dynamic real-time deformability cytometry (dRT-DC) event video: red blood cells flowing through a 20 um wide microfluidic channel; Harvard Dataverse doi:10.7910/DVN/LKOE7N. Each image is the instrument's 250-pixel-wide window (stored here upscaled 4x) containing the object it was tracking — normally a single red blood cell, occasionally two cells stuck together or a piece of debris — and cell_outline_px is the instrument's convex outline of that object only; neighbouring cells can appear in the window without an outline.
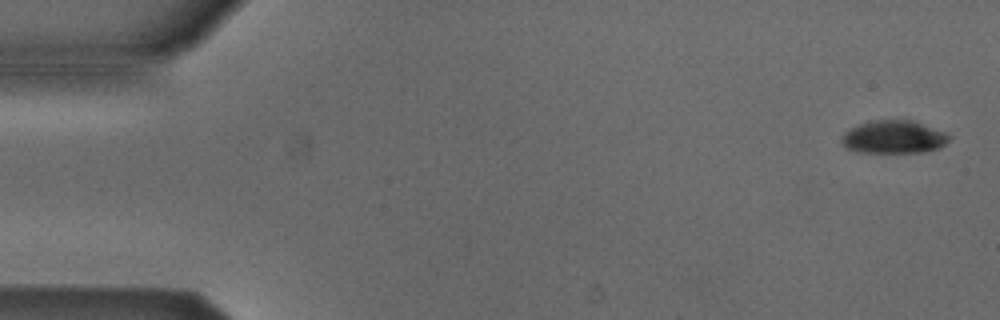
{"species": "Egyptian fruit bat (a non-hibernating species)", "species_latin": "Rousettus aegyptiacus", "temperature_condition": "cold", "stored_images_in_passage": 53, "camera_frame_rate_fps": 3000, "um_per_image_px": 0.085, "animal": {"sex": "male"}, "frame": {"image": 1, "passage_image": 2, "time_ms": 0.333, "image_size_px": [1000, 320], "cell_outline_px": [[952, 136], [940, 148], [920, 152], [864, 152], [848, 148], [840, 140], [844, 132], [860, 124], [876, 120], [912, 120], [944, 132]], "centroid_in_image_um": [75.99, 11.64], "position_along_channel_um": 9.0, "area_um2": 20.23}}
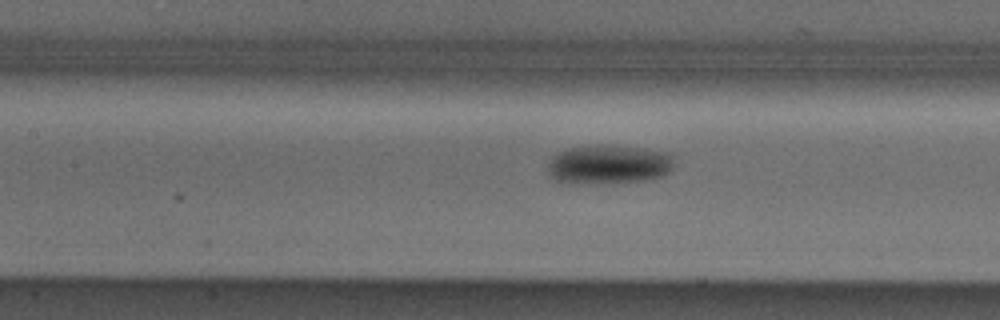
{"frame": {"image": 2, "passage_image": 24, "time_ms": 7.667, "image_size_px": [1000, 320], "cell_outline_px": [[672, 164], [668, 172], [660, 176], [644, 180], [612, 184], [588, 184], [556, 180], [552, 176], [548, 164], [552, 156], [568, 148], [592, 144], [608, 144], [644, 148], [672, 152]], "centroid_in_image_um": [51.76, 13.96], "position_along_channel_um": 155.6, "area_um2": 29.13}}
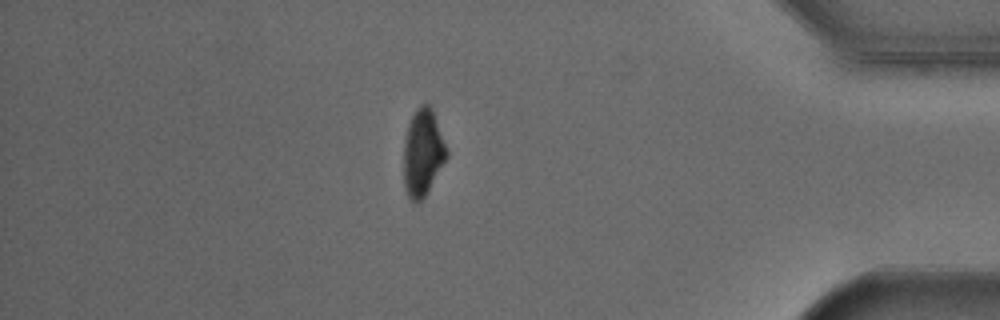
{"frame": {"image": 3, "passage_image": 46, "time_ms": 15.0, "image_size_px": [1000, 320], "cell_outline_px": [[448, 156], [424, 196], [416, 204], [408, 196], [404, 184], [404, 140], [408, 124], [416, 108], [420, 104], [428, 104], [432, 108], [448, 152]], "centroid_in_image_um": [35.93, 12.95], "position_along_channel_um": 399.3, "area_um2": 21.44}, "authors_computed_cell_mechanics": {"area_um2": 23.5824, "velocity_mm_per_s": 3.8639, "shape_relaxation_time_tau1_ms": 1.7812, "shape_relaxation_time_tau2_ms": null, "deformation_change_tau1": 0.0979, "deformation_change_tau2": null}}